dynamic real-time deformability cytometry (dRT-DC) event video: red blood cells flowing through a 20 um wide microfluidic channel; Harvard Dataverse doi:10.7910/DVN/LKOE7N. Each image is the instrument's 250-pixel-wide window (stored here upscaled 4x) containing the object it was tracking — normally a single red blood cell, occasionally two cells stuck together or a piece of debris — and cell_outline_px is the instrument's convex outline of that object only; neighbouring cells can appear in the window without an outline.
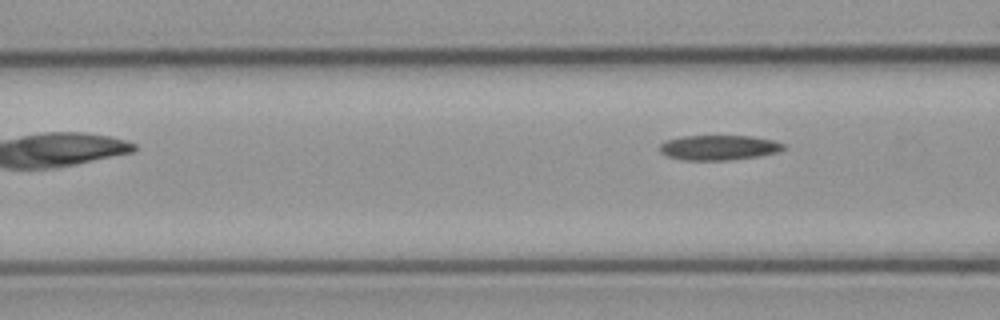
{"species": "common noctule bat (a hibernating species)", "species_latin": "Nyctalus noctula", "temperature_condition": "cold", "stored_images_in_passage": 6, "camera_frame_rate_fps": 3000, "um_per_image_px": 0.085, "animal": {"sex": "male", "body_mass_g": 23.1, "forearm_length_mm": 52.7}, "frame": {"image": 1, "passage_image": 6, "time_ms": 6.0, "image_size_px": [1000, 320], "cell_outline_px": [[788, 148], [780, 152], [760, 156], [728, 160], [684, 160], [668, 156], [660, 152], [660, 144], [668, 140], [684, 136], [752, 136], [772, 140], [784, 144]], "centroid_in_image_um": [61.16, 12.55], "position_along_channel_um": 105.4, "area_um2": 18.03}}